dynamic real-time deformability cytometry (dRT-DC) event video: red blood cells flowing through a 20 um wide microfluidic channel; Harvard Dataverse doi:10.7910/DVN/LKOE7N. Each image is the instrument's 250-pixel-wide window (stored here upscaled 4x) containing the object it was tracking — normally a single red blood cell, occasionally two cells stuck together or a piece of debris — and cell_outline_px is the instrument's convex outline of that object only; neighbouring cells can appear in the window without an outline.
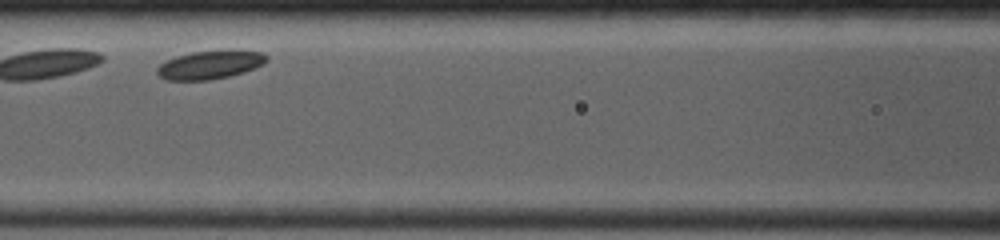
{"species": "common noctule bat (a hibernating species)", "species_latin": "Nyctalus noctula", "temperature_condition": "room temperature", "stored_images_in_passage": 29, "camera_frame_rate_fps": 4000, "um_per_image_px": 0.085, "animal": {"sex": "female", "body_mass_g": 19.0, "forearm_length_mm": 53.3}, "frame": {"image": 1, "passage_image": 13, "time_ms": 2.25, "image_size_px": [1000, 240], "cell_outline_px": [[268, 60], [264, 64], [256, 68], [244, 72], [228, 76], [208, 80], [164, 80], [156, 72], [156, 68], [160, 64], [176, 56], [192, 52], [228, 48], [232, 48], [264, 52], [268, 56]], "centroid_in_image_um": [17.92, 5.47], "position_along_channel_um": 148.7, "area_um2": 18.73}}
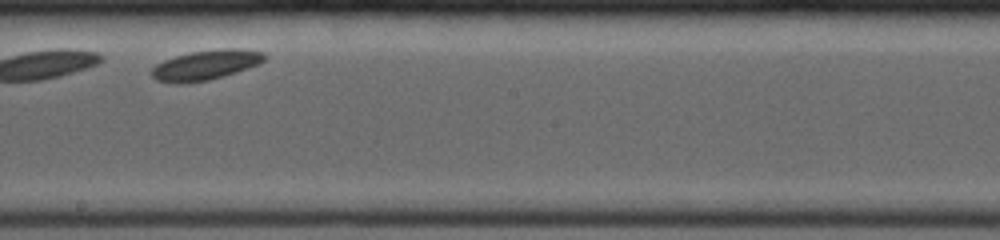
{"frame": {"image": 2, "passage_image": 25, "time_ms": 4.5, "image_size_px": [1000, 240], "cell_outline_px": [[268, 56], [264, 60], [248, 68], [236, 72], [208, 80], [156, 80], [152, 76], [152, 68], [156, 64], [164, 60], [176, 56], [192, 52], [220, 48], [244, 48], [264, 52]], "centroid_in_image_um": [17.59, 5.45], "position_along_channel_um": 230.6, "area_um2": 18.84}}